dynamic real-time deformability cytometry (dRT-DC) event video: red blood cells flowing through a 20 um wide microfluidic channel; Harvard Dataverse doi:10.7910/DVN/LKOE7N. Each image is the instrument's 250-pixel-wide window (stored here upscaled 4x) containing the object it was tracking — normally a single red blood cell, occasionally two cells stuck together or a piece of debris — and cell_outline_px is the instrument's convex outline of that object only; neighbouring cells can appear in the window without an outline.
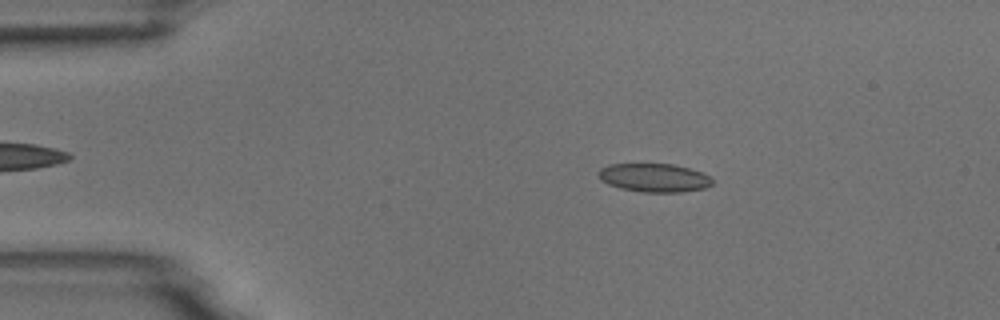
{"species": "common noctule bat (a hibernating species)", "species_latin": "Nyctalus noctula", "temperature_condition": "room temperature", "stored_images_in_passage": 9, "camera_frame_rate_fps": 3000, "um_per_image_px": 0.085, "animal": {"sex": "male", "body_mass_g": 18.8}, "frame": {"image": 1, "passage_image": 1, "time_ms": 0.0, "image_size_px": [1000, 320], "cell_outline_px": [[712, 184], [704, 188], [680, 192], [644, 192], [620, 188], [608, 184], [600, 180], [600, 168], [608, 164], [672, 164], [704, 172], [712, 176]], "centroid_in_image_um": [55.63, 15.1], "position_along_channel_um": 29.4, "area_um2": 18.9}}
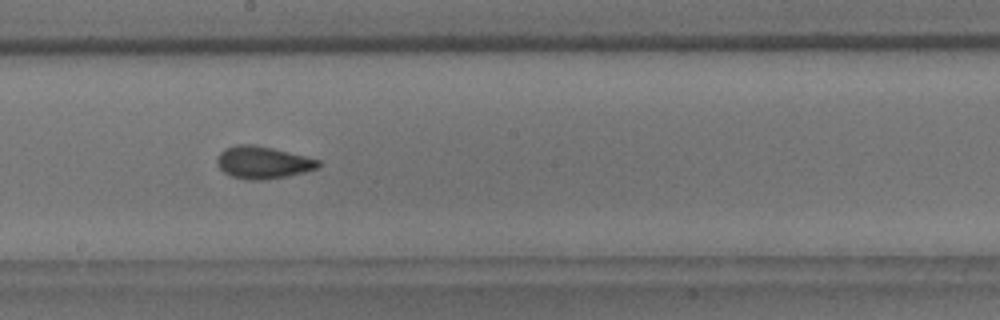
{"frame": {"image": 2, "passage_image": 7, "time_ms": 6.667, "image_size_px": [1000, 320], "cell_outline_px": [[320, 168], [288, 176], [264, 180], [244, 180], [232, 176], [224, 172], [216, 164], [216, 160], [220, 152], [224, 148], [236, 144], [252, 144], [272, 148], [320, 160]], "centroid_in_image_um": [22.32, 13.81], "position_along_channel_um": 225.9, "area_um2": 19.19}}
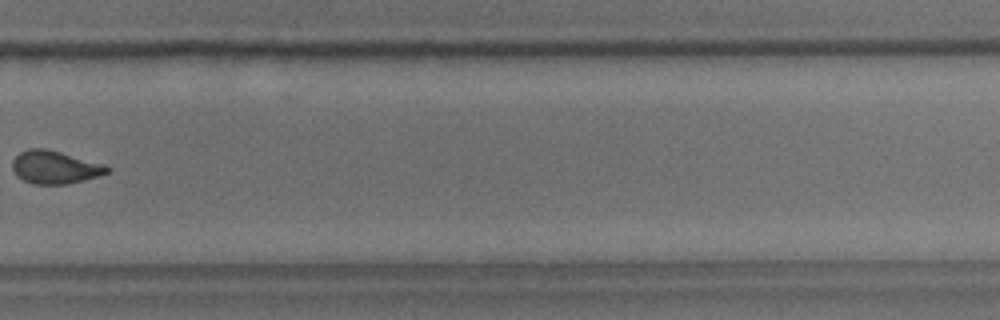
{"frame": {"image": 3, "passage_image": 9, "time_ms": 9.333, "image_size_px": [1000, 320], "cell_outline_px": [[112, 168], [108, 172], [96, 176], [64, 184], [32, 184], [16, 176], [12, 168], [12, 160], [20, 152], [28, 148], [44, 148], [60, 152], [104, 164]], "centroid_in_image_um": [4.62, 14.2], "position_along_channel_um": 325.2, "area_um2": 17.98}}